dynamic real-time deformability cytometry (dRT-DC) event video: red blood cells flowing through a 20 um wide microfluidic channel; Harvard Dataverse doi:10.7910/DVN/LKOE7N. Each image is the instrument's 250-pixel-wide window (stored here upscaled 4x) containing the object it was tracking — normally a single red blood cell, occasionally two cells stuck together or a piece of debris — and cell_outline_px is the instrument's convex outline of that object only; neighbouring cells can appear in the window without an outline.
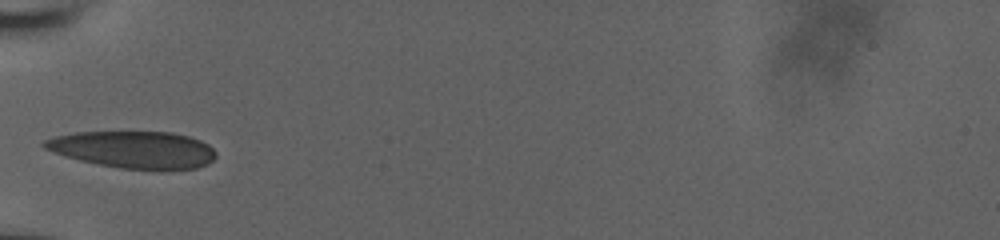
{"species": "human", "species_latin": "Homo sapiens", "temperature_condition": "room temperature", "stored_images_in_passage": 6, "camera_frame_rate_fps": 3000, "um_per_image_px": 0.085, "donor": {"sex": "male"}, "frame": {"image": 1, "passage_image": 1, "time_ms": 0.0, "image_size_px": [1000, 240], "cell_outline_px": [[216, 156], [208, 164], [196, 168], [120, 168], [80, 160], [64, 156], [52, 152], [44, 148], [40, 144], [44, 140], [56, 136], [76, 132], [172, 132], [188, 136], [200, 140], [208, 144], [216, 152]], "centroid_in_image_um": [11.33, 12.69], "position_along_channel_um": 73.7, "area_um2": 36.59}}
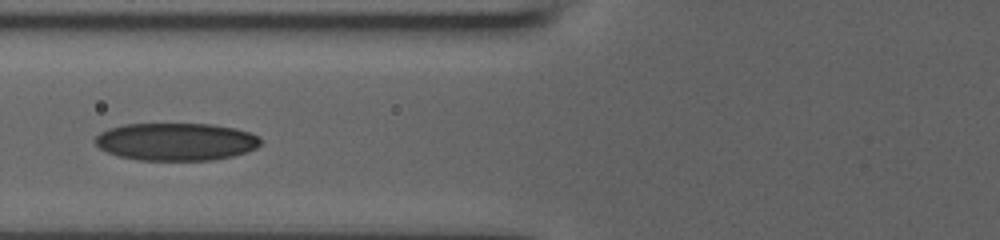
{"frame": {"image": 2, "passage_image": 3, "time_ms": 1.0, "image_size_px": [1000, 240], "cell_outline_px": [[260, 144], [256, 148], [248, 152], [232, 156], [212, 160], [136, 160], [120, 156], [108, 152], [100, 148], [92, 140], [100, 132], [108, 128], [124, 124], [212, 124], [236, 128], [260, 136]], "centroid_in_image_um": [14.96, 12.04], "position_along_channel_um": 110.8, "area_um2": 36.47}}
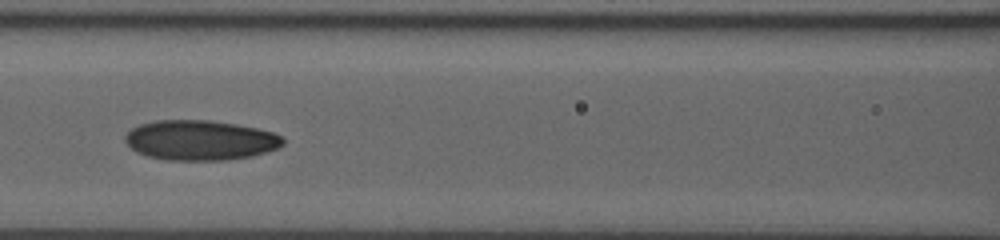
{"frame": {"image": 3, "passage_image": 5, "time_ms": 2.0, "image_size_px": [1000, 240], "cell_outline_px": [[284, 144], [280, 148], [252, 156], [228, 160], [168, 160], [148, 156], [136, 152], [124, 140], [124, 136], [132, 128], [140, 124], [156, 120], [208, 120], [236, 124], [256, 128], [272, 132], [280, 136], [284, 140]], "centroid_in_image_um": [17.02, 11.92], "position_along_channel_um": 149.6, "area_um2": 36.82}}